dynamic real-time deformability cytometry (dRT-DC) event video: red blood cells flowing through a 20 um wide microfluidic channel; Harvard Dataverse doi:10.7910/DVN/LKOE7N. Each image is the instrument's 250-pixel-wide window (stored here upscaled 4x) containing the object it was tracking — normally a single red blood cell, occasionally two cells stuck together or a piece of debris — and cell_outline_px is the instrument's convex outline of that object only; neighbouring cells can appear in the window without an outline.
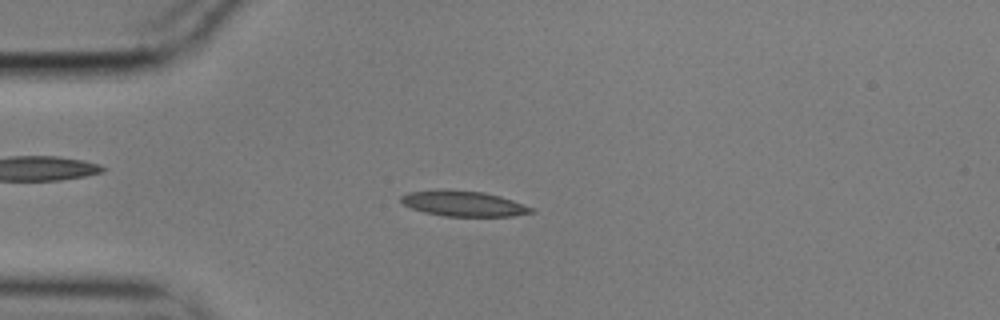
{"species": "common noctule bat (a hibernating species)", "species_latin": "Nyctalus noctula", "temperature_condition": "cold", "stored_images_in_passage": 45, "camera_frame_rate_fps": 3000, "um_per_image_px": 0.085, "animal": {"sex": "male", "body_mass_g": 17.9}, "frame": {"image": 1, "passage_image": 3, "time_ms": 0.667, "image_size_px": [1000, 320], "cell_outline_px": [[536, 212], [512, 216], [444, 216], [424, 212], [412, 208], [404, 204], [400, 200], [400, 196], [408, 192], [484, 192], [500, 196], [512, 200], [532, 208]], "centroid_in_image_um": [39.45, 17.35], "position_along_channel_um": 45.5, "area_um2": 18.32}}
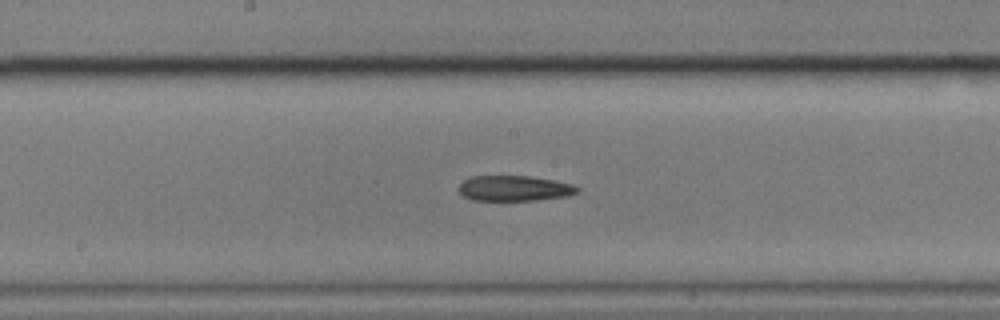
{"frame": {"image": 2, "passage_image": 18, "time_ms": 5.667, "image_size_px": [1000, 320], "cell_outline_px": [[580, 188], [576, 192], [568, 196], [536, 200], [472, 200], [464, 196], [460, 192], [460, 184], [464, 180], [472, 176], [532, 176], [572, 184]], "centroid_in_image_um": [43.73, 16.0], "position_along_channel_um": 204.5, "area_um2": 17.4}}
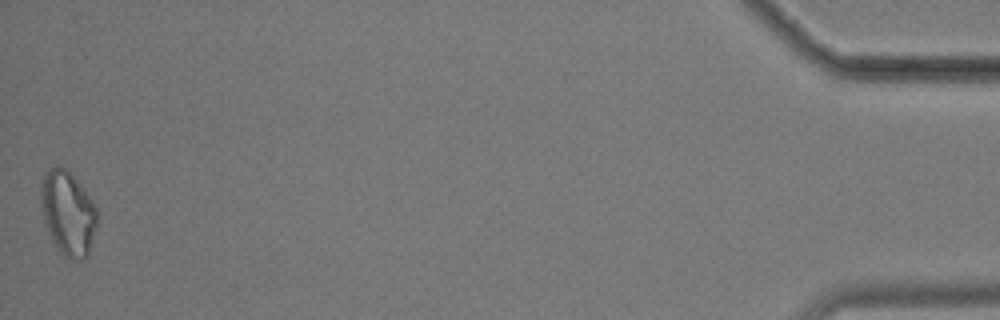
{"frame": {"image": 3, "passage_image": 45, "time_ms": 14.667, "image_size_px": [1000, 320], "cell_outline_px": [[100, 212], [88, 252], [80, 260], [72, 260], [64, 256], [60, 252], [52, 240], [44, 220], [40, 200], [40, 192], [44, 172], [48, 168], [56, 164], [64, 168], [84, 188]], "centroid_in_image_um": [5.77, 18.08], "position_along_channel_um": 429.4, "area_um2": 27.57}}